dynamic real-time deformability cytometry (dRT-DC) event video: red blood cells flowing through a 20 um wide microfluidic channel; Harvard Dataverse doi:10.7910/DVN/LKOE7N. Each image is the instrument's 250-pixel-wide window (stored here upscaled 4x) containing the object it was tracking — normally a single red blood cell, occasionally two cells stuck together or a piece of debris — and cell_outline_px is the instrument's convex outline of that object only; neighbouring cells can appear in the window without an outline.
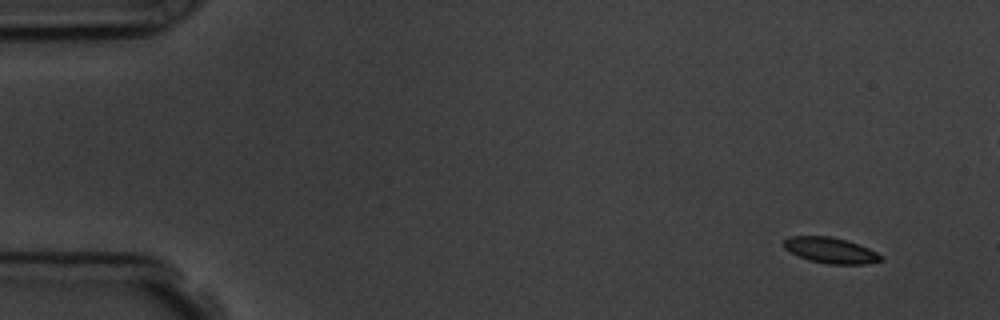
{"species": "common noctule bat (a hibernating species)", "species_latin": "Nyctalus noctula", "temperature_condition": "room temperature", "stored_images_in_passage": 5, "camera_frame_rate_fps": 3000, "um_per_image_px": 0.085, "animal": {"sex": "male", "body_mass_g": 19.5, "forearm_length_mm": 54.6}, "frame": {"image": 1, "passage_image": 1, "time_ms": 0.0, "image_size_px": [1000, 320], "cell_outline_px": [[884, 260], [868, 264], [828, 264], [808, 260], [784, 248], [784, 240], [788, 236], [828, 236], [848, 240], [868, 248], [884, 256]], "centroid_in_image_um": [70.64, 21.28], "position_along_channel_um": 14.4, "area_um2": 14.62}}